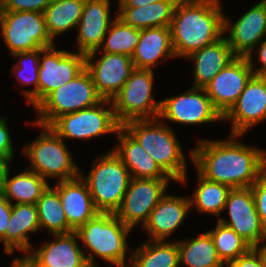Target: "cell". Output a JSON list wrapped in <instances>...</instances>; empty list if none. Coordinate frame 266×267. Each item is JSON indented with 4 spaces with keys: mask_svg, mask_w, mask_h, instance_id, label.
Returning <instances> with one entry per match:
<instances>
[{
    "mask_svg": "<svg viewBox=\"0 0 266 267\" xmlns=\"http://www.w3.org/2000/svg\"><path fill=\"white\" fill-rule=\"evenodd\" d=\"M242 136L230 134L229 140H198L189 153L197 173L231 188L251 187L266 171V150L240 143Z\"/></svg>",
    "mask_w": 266,
    "mask_h": 267,
    "instance_id": "cell-1",
    "label": "cell"
},
{
    "mask_svg": "<svg viewBox=\"0 0 266 267\" xmlns=\"http://www.w3.org/2000/svg\"><path fill=\"white\" fill-rule=\"evenodd\" d=\"M221 0H179L170 23L176 57L214 43L224 35V10Z\"/></svg>",
    "mask_w": 266,
    "mask_h": 267,
    "instance_id": "cell-2",
    "label": "cell"
},
{
    "mask_svg": "<svg viewBox=\"0 0 266 267\" xmlns=\"http://www.w3.org/2000/svg\"><path fill=\"white\" fill-rule=\"evenodd\" d=\"M174 182H187V155L174 129L158 118L133 120L122 126Z\"/></svg>",
    "mask_w": 266,
    "mask_h": 267,
    "instance_id": "cell-3",
    "label": "cell"
},
{
    "mask_svg": "<svg viewBox=\"0 0 266 267\" xmlns=\"http://www.w3.org/2000/svg\"><path fill=\"white\" fill-rule=\"evenodd\" d=\"M131 231L115 213L99 212L75 232L89 252L85 258L90 267H98L95 256L111 266L129 267L125 262L129 250L127 237Z\"/></svg>",
    "mask_w": 266,
    "mask_h": 267,
    "instance_id": "cell-4",
    "label": "cell"
},
{
    "mask_svg": "<svg viewBox=\"0 0 266 267\" xmlns=\"http://www.w3.org/2000/svg\"><path fill=\"white\" fill-rule=\"evenodd\" d=\"M32 124L41 128V133L23 148L31 165V168H26L46 181L48 178H57L60 182L79 177L81 170L64 140L50 126L34 122Z\"/></svg>",
    "mask_w": 266,
    "mask_h": 267,
    "instance_id": "cell-5",
    "label": "cell"
},
{
    "mask_svg": "<svg viewBox=\"0 0 266 267\" xmlns=\"http://www.w3.org/2000/svg\"><path fill=\"white\" fill-rule=\"evenodd\" d=\"M92 164L88 175L80 176L88 185L94 205L99 212L116 213L131 179L129 170L113 149Z\"/></svg>",
    "mask_w": 266,
    "mask_h": 267,
    "instance_id": "cell-6",
    "label": "cell"
},
{
    "mask_svg": "<svg viewBox=\"0 0 266 267\" xmlns=\"http://www.w3.org/2000/svg\"><path fill=\"white\" fill-rule=\"evenodd\" d=\"M103 100L85 68L74 79L49 93L34 108L38 118L33 122L50 126L59 116L97 105Z\"/></svg>",
    "mask_w": 266,
    "mask_h": 267,
    "instance_id": "cell-7",
    "label": "cell"
},
{
    "mask_svg": "<svg viewBox=\"0 0 266 267\" xmlns=\"http://www.w3.org/2000/svg\"><path fill=\"white\" fill-rule=\"evenodd\" d=\"M154 72L152 69L135 68L121 90L111 100L119 124L133 120L158 118L161 101L152 94Z\"/></svg>",
    "mask_w": 266,
    "mask_h": 267,
    "instance_id": "cell-8",
    "label": "cell"
},
{
    "mask_svg": "<svg viewBox=\"0 0 266 267\" xmlns=\"http://www.w3.org/2000/svg\"><path fill=\"white\" fill-rule=\"evenodd\" d=\"M0 28L11 55L54 45L41 12L0 11Z\"/></svg>",
    "mask_w": 266,
    "mask_h": 267,
    "instance_id": "cell-9",
    "label": "cell"
},
{
    "mask_svg": "<svg viewBox=\"0 0 266 267\" xmlns=\"http://www.w3.org/2000/svg\"><path fill=\"white\" fill-rule=\"evenodd\" d=\"M50 127L63 140H85L116 134L121 125L115 117L112 101L104 99L97 105L59 116Z\"/></svg>",
    "mask_w": 266,
    "mask_h": 267,
    "instance_id": "cell-10",
    "label": "cell"
},
{
    "mask_svg": "<svg viewBox=\"0 0 266 267\" xmlns=\"http://www.w3.org/2000/svg\"><path fill=\"white\" fill-rule=\"evenodd\" d=\"M173 179H148L131 177L120 208L115 215L131 229L147 222L150 213L166 195Z\"/></svg>",
    "mask_w": 266,
    "mask_h": 267,
    "instance_id": "cell-11",
    "label": "cell"
},
{
    "mask_svg": "<svg viewBox=\"0 0 266 267\" xmlns=\"http://www.w3.org/2000/svg\"><path fill=\"white\" fill-rule=\"evenodd\" d=\"M85 69V54L41 48L38 71V104L52 91L78 76Z\"/></svg>",
    "mask_w": 266,
    "mask_h": 267,
    "instance_id": "cell-12",
    "label": "cell"
},
{
    "mask_svg": "<svg viewBox=\"0 0 266 267\" xmlns=\"http://www.w3.org/2000/svg\"><path fill=\"white\" fill-rule=\"evenodd\" d=\"M227 209L229 220L220 217L218 221L232 228L252 247H259L266 241V229L256 210L251 187L232 188L224 211Z\"/></svg>",
    "mask_w": 266,
    "mask_h": 267,
    "instance_id": "cell-13",
    "label": "cell"
},
{
    "mask_svg": "<svg viewBox=\"0 0 266 267\" xmlns=\"http://www.w3.org/2000/svg\"><path fill=\"white\" fill-rule=\"evenodd\" d=\"M161 101L159 118L173 123L198 125L223 121L204 88H190L183 94Z\"/></svg>",
    "mask_w": 266,
    "mask_h": 267,
    "instance_id": "cell-14",
    "label": "cell"
},
{
    "mask_svg": "<svg viewBox=\"0 0 266 267\" xmlns=\"http://www.w3.org/2000/svg\"><path fill=\"white\" fill-rule=\"evenodd\" d=\"M99 50L85 55V68L90 73L97 92L103 99L112 100L121 90L135 69L131 56L102 52Z\"/></svg>",
    "mask_w": 266,
    "mask_h": 267,
    "instance_id": "cell-15",
    "label": "cell"
},
{
    "mask_svg": "<svg viewBox=\"0 0 266 267\" xmlns=\"http://www.w3.org/2000/svg\"><path fill=\"white\" fill-rule=\"evenodd\" d=\"M229 21L224 12V35L228 32L225 38L233 53L238 57L252 59L256 45L266 36V0L255 4L235 23Z\"/></svg>",
    "mask_w": 266,
    "mask_h": 267,
    "instance_id": "cell-16",
    "label": "cell"
},
{
    "mask_svg": "<svg viewBox=\"0 0 266 267\" xmlns=\"http://www.w3.org/2000/svg\"><path fill=\"white\" fill-rule=\"evenodd\" d=\"M254 75L247 57H236L204 88L213 107L223 117Z\"/></svg>",
    "mask_w": 266,
    "mask_h": 267,
    "instance_id": "cell-17",
    "label": "cell"
},
{
    "mask_svg": "<svg viewBox=\"0 0 266 267\" xmlns=\"http://www.w3.org/2000/svg\"><path fill=\"white\" fill-rule=\"evenodd\" d=\"M265 119L266 77L253 75L223 121L232 122L230 134L243 135Z\"/></svg>",
    "mask_w": 266,
    "mask_h": 267,
    "instance_id": "cell-18",
    "label": "cell"
},
{
    "mask_svg": "<svg viewBox=\"0 0 266 267\" xmlns=\"http://www.w3.org/2000/svg\"><path fill=\"white\" fill-rule=\"evenodd\" d=\"M52 236L53 241L47 243L46 240L37 250L32 248L25 255L34 267H90L85 252L79 247L80 240L75 231Z\"/></svg>",
    "mask_w": 266,
    "mask_h": 267,
    "instance_id": "cell-19",
    "label": "cell"
},
{
    "mask_svg": "<svg viewBox=\"0 0 266 267\" xmlns=\"http://www.w3.org/2000/svg\"><path fill=\"white\" fill-rule=\"evenodd\" d=\"M110 0H85L77 26L76 44L79 53L99 50L113 20H110Z\"/></svg>",
    "mask_w": 266,
    "mask_h": 267,
    "instance_id": "cell-20",
    "label": "cell"
},
{
    "mask_svg": "<svg viewBox=\"0 0 266 267\" xmlns=\"http://www.w3.org/2000/svg\"><path fill=\"white\" fill-rule=\"evenodd\" d=\"M189 198L167 193L158 202L143 226L149 240H167L171 237L191 210Z\"/></svg>",
    "mask_w": 266,
    "mask_h": 267,
    "instance_id": "cell-21",
    "label": "cell"
},
{
    "mask_svg": "<svg viewBox=\"0 0 266 267\" xmlns=\"http://www.w3.org/2000/svg\"><path fill=\"white\" fill-rule=\"evenodd\" d=\"M54 188L59 193L68 225L74 231L99 213L88 185L81 176L72 180L57 181Z\"/></svg>",
    "mask_w": 266,
    "mask_h": 267,
    "instance_id": "cell-22",
    "label": "cell"
},
{
    "mask_svg": "<svg viewBox=\"0 0 266 267\" xmlns=\"http://www.w3.org/2000/svg\"><path fill=\"white\" fill-rule=\"evenodd\" d=\"M116 135L118 142L113 150L122 159L131 177L172 179L122 126Z\"/></svg>",
    "mask_w": 266,
    "mask_h": 267,
    "instance_id": "cell-23",
    "label": "cell"
},
{
    "mask_svg": "<svg viewBox=\"0 0 266 267\" xmlns=\"http://www.w3.org/2000/svg\"><path fill=\"white\" fill-rule=\"evenodd\" d=\"M237 56L223 35L219 40L186 57L194 62V88H205L210 81Z\"/></svg>",
    "mask_w": 266,
    "mask_h": 267,
    "instance_id": "cell-24",
    "label": "cell"
},
{
    "mask_svg": "<svg viewBox=\"0 0 266 267\" xmlns=\"http://www.w3.org/2000/svg\"><path fill=\"white\" fill-rule=\"evenodd\" d=\"M131 58L135 68L152 70L159 65L158 62L167 58H176L170 27L142 29Z\"/></svg>",
    "mask_w": 266,
    "mask_h": 267,
    "instance_id": "cell-25",
    "label": "cell"
},
{
    "mask_svg": "<svg viewBox=\"0 0 266 267\" xmlns=\"http://www.w3.org/2000/svg\"><path fill=\"white\" fill-rule=\"evenodd\" d=\"M40 230L36 204H12V213L6 228V254L15 249L25 256L31 249L30 233Z\"/></svg>",
    "mask_w": 266,
    "mask_h": 267,
    "instance_id": "cell-26",
    "label": "cell"
},
{
    "mask_svg": "<svg viewBox=\"0 0 266 267\" xmlns=\"http://www.w3.org/2000/svg\"><path fill=\"white\" fill-rule=\"evenodd\" d=\"M179 0H161L141 7H118L117 16L137 28L169 27Z\"/></svg>",
    "mask_w": 266,
    "mask_h": 267,
    "instance_id": "cell-27",
    "label": "cell"
},
{
    "mask_svg": "<svg viewBox=\"0 0 266 267\" xmlns=\"http://www.w3.org/2000/svg\"><path fill=\"white\" fill-rule=\"evenodd\" d=\"M130 250L129 267H180L177 241L145 240Z\"/></svg>",
    "mask_w": 266,
    "mask_h": 267,
    "instance_id": "cell-28",
    "label": "cell"
},
{
    "mask_svg": "<svg viewBox=\"0 0 266 267\" xmlns=\"http://www.w3.org/2000/svg\"><path fill=\"white\" fill-rule=\"evenodd\" d=\"M10 169L6 175L2 192L5 198L13 204H36L43 192L50 185L44 178L27 168L9 178Z\"/></svg>",
    "mask_w": 266,
    "mask_h": 267,
    "instance_id": "cell-29",
    "label": "cell"
},
{
    "mask_svg": "<svg viewBox=\"0 0 266 267\" xmlns=\"http://www.w3.org/2000/svg\"><path fill=\"white\" fill-rule=\"evenodd\" d=\"M179 265L188 267H225L217 254L209 232H203L191 240L177 241Z\"/></svg>",
    "mask_w": 266,
    "mask_h": 267,
    "instance_id": "cell-30",
    "label": "cell"
},
{
    "mask_svg": "<svg viewBox=\"0 0 266 267\" xmlns=\"http://www.w3.org/2000/svg\"><path fill=\"white\" fill-rule=\"evenodd\" d=\"M85 0H52L44 10L46 28L51 39L77 28Z\"/></svg>",
    "mask_w": 266,
    "mask_h": 267,
    "instance_id": "cell-31",
    "label": "cell"
},
{
    "mask_svg": "<svg viewBox=\"0 0 266 267\" xmlns=\"http://www.w3.org/2000/svg\"><path fill=\"white\" fill-rule=\"evenodd\" d=\"M40 229H46L49 234H68L74 230L68 221L62 207L59 193L50 185L36 203Z\"/></svg>",
    "mask_w": 266,
    "mask_h": 267,
    "instance_id": "cell-32",
    "label": "cell"
},
{
    "mask_svg": "<svg viewBox=\"0 0 266 267\" xmlns=\"http://www.w3.org/2000/svg\"><path fill=\"white\" fill-rule=\"evenodd\" d=\"M197 177V188L189 198L191 209L195 208L199 213L216 215L219 219L232 188L223 183L210 181L199 173Z\"/></svg>",
    "mask_w": 266,
    "mask_h": 267,
    "instance_id": "cell-33",
    "label": "cell"
},
{
    "mask_svg": "<svg viewBox=\"0 0 266 267\" xmlns=\"http://www.w3.org/2000/svg\"><path fill=\"white\" fill-rule=\"evenodd\" d=\"M140 32V29L126 24L116 15L99 51L132 56L139 42Z\"/></svg>",
    "mask_w": 266,
    "mask_h": 267,
    "instance_id": "cell-34",
    "label": "cell"
},
{
    "mask_svg": "<svg viewBox=\"0 0 266 267\" xmlns=\"http://www.w3.org/2000/svg\"><path fill=\"white\" fill-rule=\"evenodd\" d=\"M41 49L13 54L19 58L18 62L12 67V74L20 85H34L33 89L24 90L23 95L27 103L35 108L38 105V71Z\"/></svg>",
    "mask_w": 266,
    "mask_h": 267,
    "instance_id": "cell-35",
    "label": "cell"
},
{
    "mask_svg": "<svg viewBox=\"0 0 266 267\" xmlns=\"http://www.w3.org/2000/svg\"><path fill=\"white\" fill-rule=\"evenodd\" d=\"M208 232L213 239L219 258L225 265L236 260L239 256L244 255L252 248L232 228L218 220L216 227L208 230Z\"/></svg>",
    "mask_w": 266,
    "mask_h": 267,
    "instance_id": "cell-36",
    "label": "cell"
},
{
    "mask_svg": "<svg viewBox=\"0 0 266 267\" xmlns=\"http://www.w3.org/2000/svg\"><path fill=\"white\" fill-rule=\"evenodd\" d=\"M52 0H0V11H33L43 13Z\"/></svg>",
    "mask_w": 266,
    "mask_h": 267,
    "instance_id": "cell-37",
    "label": "cell"
},
{
    "mask_svg": "<svg viewBox=\"0 0 266 267\" xmlns=\"http://www.w3.org/2000/svg\"><path fill=\"white\" fill-rule=\"evenodd\" d=\"M256 210L266 229V171L251 186Z\"/></svg>",
    "mask_w": 266,
    "mask_h": 267,
    "instance_id": "cell-38",
    "label": "cell"
},
{
    "mask_svg": "<svg viewBox=\"0 0 266 267\" xmlns=\"http://www.w3.org/2000/svg\"><path fill=\"white\" fill-rule=\"evenodd\" d=\"M226 267H266L262 252L252 247L247 253L226 264Z\"/></svg>",
    "mask_w": 266,
    "mask_h": 267,
    "instance_id": "cell-39",
    "label": "cell"
},
{
    "mask_svg": "<svg viewBox=\"0 0 266 267\" xmlns=\"http://www.w3.org/2000/svg\"><path fill=\"white\" fill-rule=\"evenodd\" d=\"M7 117L0 116V157L14 158L13 143L7 127Z\"/></svg>",
    "mask_w": 266,
    "mask_h": 267,
    "instance_id": "cell-40",
    "label": "cell"
},
{
    "mask_svg": "<svg viewBox=\"0 0 266 267\" xmlns=\"http://www.w3.org/2000/svg\"><path fill=\"white\" fill-rule=\"evenodd\" d=\"M12 213V204L5 198L4 193L0 191V243L4 245L6 253V228Z\"/></svg>",
    "mask_w": 266,
    "mask_h": 267,
    "instance_id": "cell-41",
    "label": "cell"
},
{
    "mask_svg": "<svg viewBox=\"0 0 266 267\" xmlns=\"http://www.w3.org/2000/svg\"><path fill=\"white\" fill-rule=\"evenodd\" d=\"M257 59L260 62V68L255 67V62L252 59H248L251 69L256 76L266 77V37L257 46Z\"/></svg>",
    "mask_w": 266,
    "mask_h": 267,
    "instance_id": "cell-42",
    "label": "cell"
},
{
    "mask_svg": "<svg viewBox=\"0 0 266 267\" xmlns=\"http://www.w3.org/2000/svg\"><path fill=\"white\" fill-rule=\"evenodd\" d=\"M13 161V158H2L0 157V191H2L4 186V181L8 170L10 169L9 163Z\"/></svg>",
    "mask_w": 266,
    "mask_h": 267,
    "instance_id": "cell-43",
    "label": "cell"
},
{
    "mask_svg": "<svg viewBox=\"0 0 266 267\" xmlns=\"http://www.w3.org/2000/svg\"><path fill=\"white\" fill-rule=\"evenodd\" d=\"M119 7H141L161 0H118Z\"/></svg>",
    "mask_w": 266,
    "mask_h": 267,
    "instance_id": "cell-44",
    "label": "cell"
},
{
    "mask_svg": "<svg viewBox=\"0 0 266 267\" xmlns=\"http://www.w3.org/2000/svg\"><path fill=\"white\" fill-rule=\"evenodd\" d=\"M11 267H34L25 256L21 258H14Z\"/></svg>",
    "mask_w": 266,
    "mask_h": 267,
    "instance_id": "cell-45",
    "label": "cell"
},
{
    "mask_svg": "<svg viewBox=\"0 0 266 267\" xmlns=\"http://www.w3.org/2000/svg\"><path fill=\"white\" fill-rule=\"evenodd\" d=\"M257 248L262 252V255H263V257L265 259V263H266V243H263V245H261Z\"/></svg>",
    "mask_w": 266,
    "mask_h": 267,
    "instance_id": "cell-46",
    "label": "cell"
}]
</instances>
